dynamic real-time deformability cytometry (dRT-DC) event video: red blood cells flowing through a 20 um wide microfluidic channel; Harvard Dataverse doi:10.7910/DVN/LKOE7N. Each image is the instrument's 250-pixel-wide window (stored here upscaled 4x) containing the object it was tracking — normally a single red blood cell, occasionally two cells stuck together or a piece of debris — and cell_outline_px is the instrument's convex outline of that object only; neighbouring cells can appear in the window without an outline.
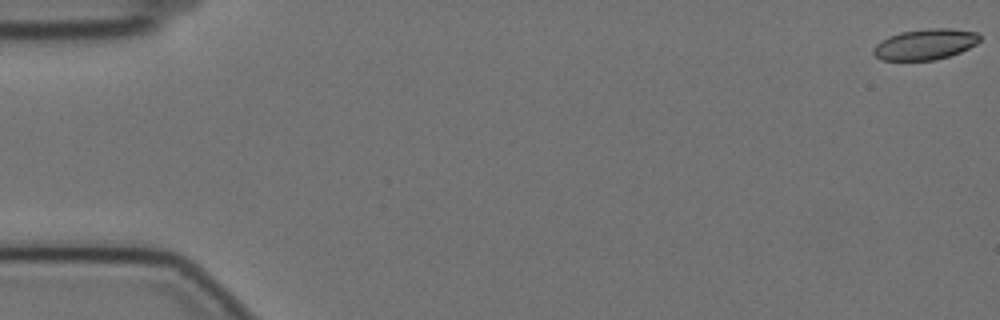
{"species": "Egyptian fruit bat (a non-hibernating species)", "species_latin": "Rousettus aegyptiacus", "temperature_condition": "cold", "stored_images_in_passage": 18, "camera_frame_rate_fps": 3000, "um_per_image_px": 0.085, "animal": {"sex": "female"}, "frame": {"image": 1, "passage_image": 1, "time_ms": 0.0, "image_size_px": [1000, 320], "cell_outline_px": [[980, 40], [976, 44], [960, 52], [936, 60], [880, 60], [872, 52], [872, 48], [880, 40], [888, 36], [900, 32], [928, 28], [948, 28], [980, 32]], "centroid_in_image_um": [78.63, 3.76], "position_along_channel_um": 6.4, "area_um2": 19.25}}
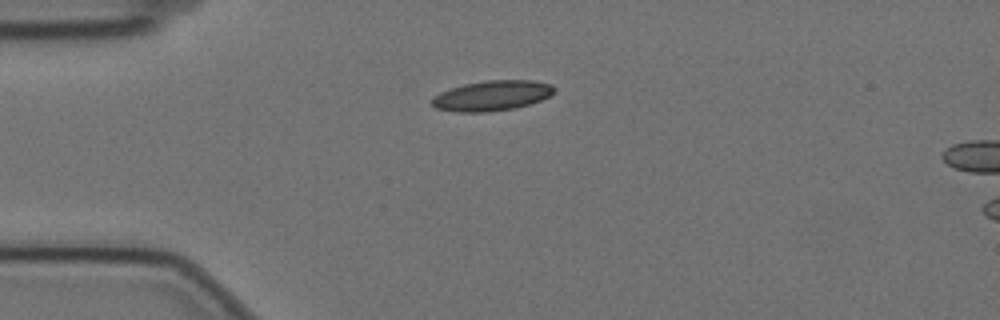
{"frame": {"image": 2, "passage_image": 15, "time_ms": 4.667, "image_size_px": [1000, 320], "cell_outline_px": [[556, 92], [540, 100], [516, 108], [488, 112], [460, 112], [436, 108], [432, 104], [432, 96], [440, 92], [464, 84], [484, 80], [532, 80], [552, 84], [556, 88]], "centroid_in_image_um": [41.84, 8.12], "position_along_channel_um": 43.2, "area_um2": 21.56}}